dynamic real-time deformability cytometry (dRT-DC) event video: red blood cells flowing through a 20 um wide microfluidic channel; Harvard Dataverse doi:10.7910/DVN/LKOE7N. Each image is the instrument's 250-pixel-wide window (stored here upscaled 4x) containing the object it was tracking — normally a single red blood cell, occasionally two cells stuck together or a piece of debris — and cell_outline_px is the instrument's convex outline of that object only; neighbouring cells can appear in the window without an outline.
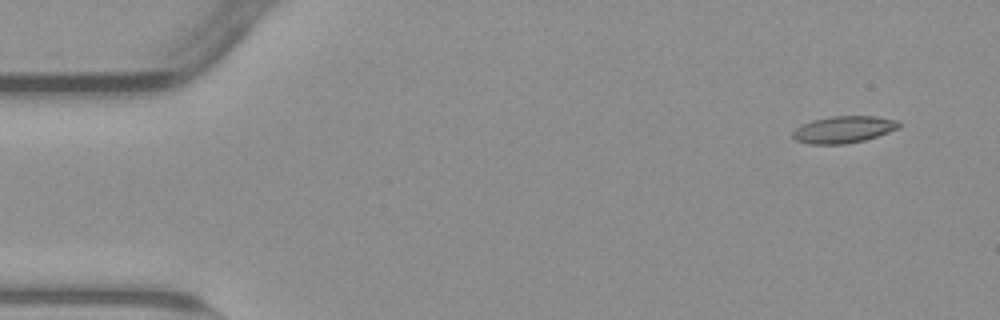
{"species": "common noctule bat (a hibernating species)", "species_latin": "Nyctalus noctula", "temperature_condition": "warm", "stored_images_in_passage": 51, "camera_frame_rate_fps": 3000, "um_per_image_px": 0.085, "animal": {"sex": "male", "body_mass_g": 23.1, "forearm_length_mm": 52.7}, "frame": {"image": 1, "passage_image": 1, "time_ms": 0.0, "image_size_px": [1000, 320], "cell_outline_px": [[900, 128], [864, 140], [844, 144], [808, 144], [796, 140], [792, 136], [792, 132], [800, 124], [812, 120], [828, 116], [876, 116], [900, 120]], "centroid_in_image_um": [71.7, 10.99], "position_along_channel_um": 13.3, "area_um2": 16.82}}
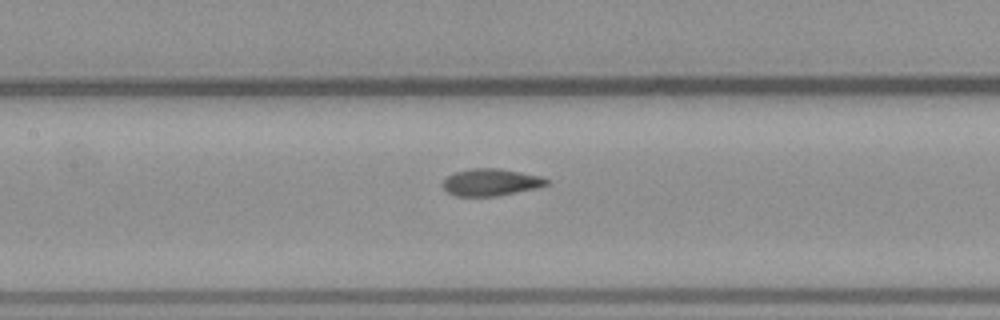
{"frame": {"image": 2, "passage_image": 22, "time_ms": 7.0, "image_size_px": [1000, 320], "cell_outline_px": [[548, 184], [536, 188], [496, 196], [456, 196], [448, 192], [440, 184], [448, 176], [456, 172], [472, 168], [500, 168], [540, 176], [548, 180]], "centroid_in_image_um": [41.7, 15.49], "position_along_channel_um": 165.7, "area_um2": 16.24}}
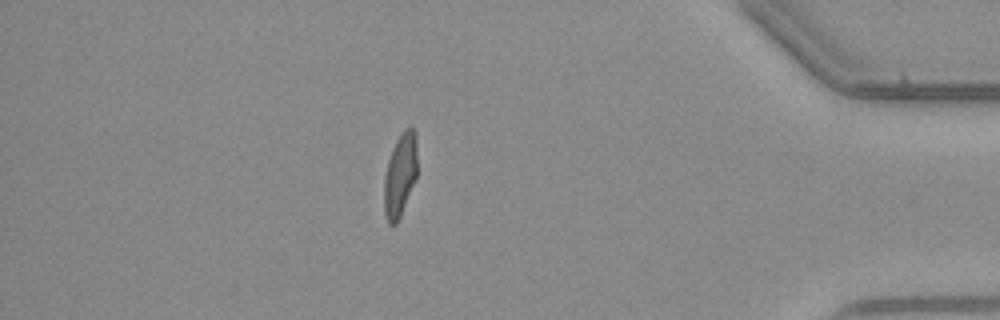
{"frame": {"image": 3, "passage_image": 44, "time_ms": 14.333, "image_size_px": [1000, 320], "cell_outline_px": [[416, 176], [400, 216], [396, 224], [388, 224], [384, 212], [384, 176], [388, 160], [392, 148], [400, 132], [408, 124], [416, 132]], "centroid_in_image_um": [33.99, 14.81], "position_along_channel_um": 401.2, "area_um2": 16.07}, "authors_computed_cell_mechanics": {"area_um2": 16.5886, "velocity_mm_per_s": 3.8318, "shape_relaxation_time_tau1_ms": 8.479, "shape_relaxation_time_tau2_ms": 1.4205, "deformation_change_tau1": 0.2378, "deformation_change_tau2": 0.0823}}